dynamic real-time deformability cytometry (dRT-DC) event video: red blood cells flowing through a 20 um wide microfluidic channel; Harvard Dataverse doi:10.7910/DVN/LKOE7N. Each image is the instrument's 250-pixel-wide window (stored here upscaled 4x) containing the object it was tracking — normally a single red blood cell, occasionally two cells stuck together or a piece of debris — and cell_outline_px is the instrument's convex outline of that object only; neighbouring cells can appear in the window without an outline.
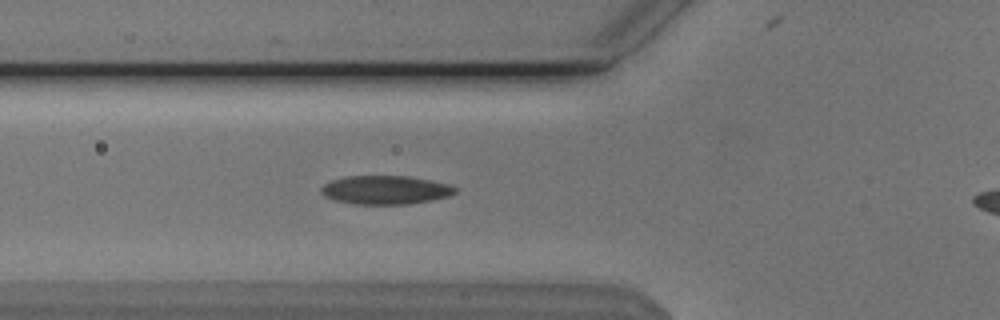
{"species": "Egyptian fruit bat (a non-hibernating species)", "species_latin": "Rousettus aegyptiacus", "temperature_condition": "cold", "stored_images_in_passage": 44, "camera_frame_rate_fps": 3000, "um_per_image_px": 0.085, "animal": {"sex": "male"}, "frame": {"image": 1, "passage_image": 14, "time_ms": 4.333, "image_size_px": [1000, 320], "cell_outline_px": [[460, 188], [456, 192], [448, 196], [432, 200], [408, 204], [356, 204], [336, 200], [324, 196], [320, 192], [320, 188], [324, 184], [332, 180], [348, 176], [412, 176], [448, 184]], "centroid_in_image_um": [32.79, 16.14], "position_along_channel_um": 93.0, "area_um2": 22.43}}
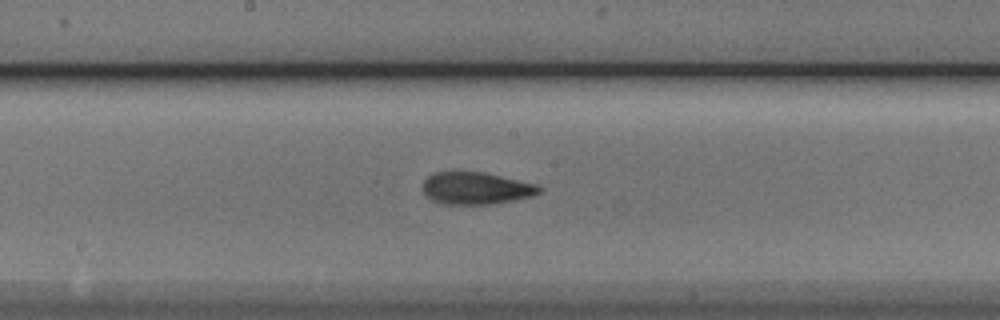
{"frame": {"image": 2, "passage_image": 23, "time_ms": 7.333, "image_size_px": [1000, 320], "cell_outline_px": [[544, 188], [540, 192], [532, 196], [492, 204], [444, 204], [432, 200], [420, 188], [424, 180], [428, 176], [436, 172], [484, 172], [540, 184]], "centroid_in_image_um": [40.49, 15.99], "position_along_channel_um": 207.7, "area_um2": 22.02}}
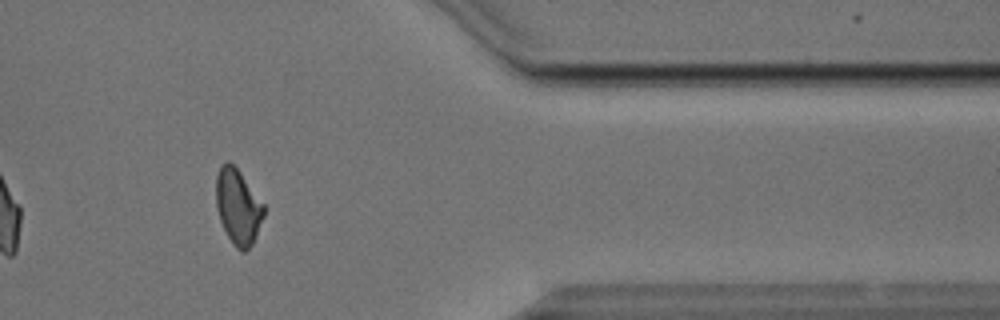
{"frame": {"image": 3, "passage_image": 39, "time_ms": 12.667, "image_size_px": [1000, 320], "cell_outline_px": [[264, 216], [256, 236], [252, 244], [244, 252], [240, 252], [232, 244], [220, 220], [216, 208], [216, 176], [220, 168], [228, 160], [240, 172], [264, 204]], "centroid_in_image_um": [20.23, 17.6], "position_along_channel_um": 391.2, "area_um2": 20.81}, "authors_computed_cell_mechanics": {"area_um2": 21.9351, "velocity_mm_per_s": 3.814, "shape_relaxation_time_tau1_ms": 4.4984, "shape_relaxation_time_tau2_ms": 2.3755, "deformation_change_tau1": 0.1371, "deformation_change_tau2": 0.0906}}